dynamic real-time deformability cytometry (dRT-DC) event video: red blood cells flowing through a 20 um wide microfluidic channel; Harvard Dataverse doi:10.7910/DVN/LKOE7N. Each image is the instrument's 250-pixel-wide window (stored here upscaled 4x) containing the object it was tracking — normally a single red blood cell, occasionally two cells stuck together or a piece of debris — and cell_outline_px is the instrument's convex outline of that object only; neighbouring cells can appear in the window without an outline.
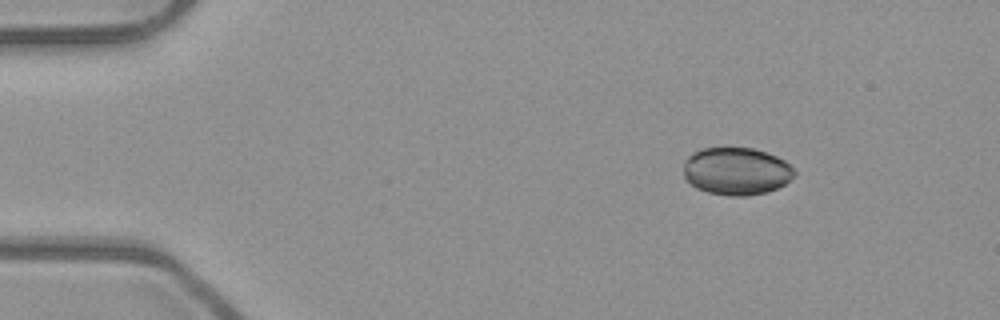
{"species": "common noctule bat (a hibernating species)", "species_latin": "Nyctalus noctula", "temperature_condition": "room temperature", "stored_images_in_passage": 5, "camera_frame_rate_fps": 3000, "um_per_image_px": 0.085, "animal": {"sex": "male", "body_mass_g": 23.1, "forearm_length_mm": 52.7}, "frame": {"image": 1, "passage_image": 2, "time_ms": 0.333, "image_size_px": [1000, 320], "cell_outline_px": [[796, 172], [784, 184], [776, 188], [764, 192], [744, 196], [732, 196], [708, 192], [696, 188], [684, 176], [684, 160], [692, 152], [700, 148], [752, 148], [768, 152], [784, 160]], "centroid_in_image_um": [62.56, 14.53], "position_along_channel_um": 22.4, "area_um2": 30.52}}